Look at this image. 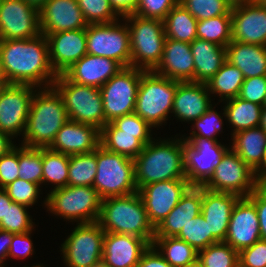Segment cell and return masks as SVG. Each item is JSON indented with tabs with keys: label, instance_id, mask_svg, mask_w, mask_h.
<instances>
[{
	"label": "cell",
	"instance_id": "9c48e42d",
	"mask_svg": "<svg viewBox=\"0 0 266 267\" xmlns=\"http://www.w3.org/2000/svg\"><path fill=\"white\" fill-rule=\"evenodd\" d=\"M96 161L93 187L102 199L138 192L133 159L109 152L100 145L96 149Z\"/></svg>",
	"mask_w": 266,
	"mask_h": 267
},
{
	"label": "cell",
	"instance_id": "7402d4cb",
	"mask_svg": "<svg viewBox=\"0 0 266 267\" xmlns=\"http://www.w3.org/2000/svg\"><path fill=\"white\" fill-rule=\"evenodd\" d=\"M149 246L144 238L105 232L101 264L105 267H137Z\"/></svg>",
	"mask_w": 266,
	"mask_h": 267
},
{
	"label": "cell",
	"instance_id": "5b68a950",
	"mask_svg": "<svg viewBox=\"0 0 266 267\" xmlns=\"http://www.w3.org/2000/svg\"><path fill=\"white\" fill-rule=\"evenodd\" d=\"M128 25L131 47V67L154 71L163 57L166 40L164 22L159 19L129 14L122 17Z\"/></svg>",
	"mask_w": 266,
	"mask_h": 267
},
{
	"label": "cell",
	"instance_id": "d6a6232c",
	"mask_svg": "<svg viewBox=\"0 0 266 267\" xmlns=\"http://www.w3.org/2000/svg\"><path fill=\"white\" fill-rule=\"evenodd\" d=\"M225 103L223 116L234 128L231 135L242 130L259 127L263 106L239 97L226 100Z\"/></svg>",
	"mask_w": 266,
	"mask_h": 267
},
{
	"label": "cell",
	"instance_id": "7dc6e473",
	"mask_svg": "<svg viewBox=\"0 0 266 267\" xmlns=\"http://www.w3.org/2000/svg\"><path fill=\"white\" fill-rule=\"evenodd\" d=\"M210 107L200 118L194 120L193 130L189 137L186 138H207L218 140L215 136L222 132L223 119L217 111ZM195 128L198 131H195Z\"/></svg>",
	"mask_w": 266,
	"mask_h": 267
},
{
	"label": "cell",
	"instance_id": "f35d334b",
	"mask_svg": "<svg viewBox=\"0 0 266 267\" xmlns=\"http://www.w3.org/2000/svg\"><path fill=\"white\" fill-rule=\"evenodd\" d=\"M197 39L226 47L232 41L231 15L197 21Z\"/></svg>",
	"mask_w": 266,
	"mask_h": 267
},
{
	"label": "cell",
	"instance_id": "ac0fdd59",
	"mask_svg": "<svg viewBox=\"0 0 266 267\" xmlns=\"http://www.w3.org/2000/svg\"><path fill=\"white\" fill-rule=\"evenodd\" d=\"M260 239L261 233L255 204L248 197H240L232 209L224 242L240 252Z\"/></svg>",
	"mask_w": 266,
	"mask_h": 267
},
{
	"label": "cell",
	"instance_id": "6125c7cd",
	"mask_svg": "<svg viewBox=\"0 0 266 267\" xmlns=\"http://www.w3.org/2000/svg\"><path fill=\"white\" fill-rule=\"evenodd\" d=\"M254 174L260 183H266V148L263 155V161L261 165L254 171Z\"/></svg>",
	"mask_w": 266,
	"mask_h": 267
},
{
	"label": "cell",
	"instance_id": "52a82bcc",
	"mask_svg": "<svg viewBox=\"0 0 266 267\" xmlns=\"http://www.w3.org/2000/svg\"><path fill=\"white\" fill-rule=\"evenodd\" d=\"M101 202L94 187L71 185L51 190L44 200L51 213L68 221H77V224L98 221Z\"/></svg>",
	"mask_w": 266,
	"mask_h": 267
},
{
	"label": "cell",
	"instance_id": "89a4df30",
	"mask_svg": "<svg viewBox=\"0 0 266 267\" xmlns=\"http://www.w3.org/2000/svg\"><path fill=\"white\" fill-rule=\"evenodd\" d=\"M256 2H257L259 5H261V6H263V7H266V0H256Z\"/></svg>",
	"mask_w": 266,
	"mask_h": 267
},
{
	"label": "cell",
	"instance_id": "f1b7e54d",
	"mask_svg": "<svg viewBox=\"0 0 266 267\" xmlns=\"http://www.w3.org/2000/svg\"><path fill=\"white\" fill-rule=\"evenodd\" d=\"M226 60L243 73L244 78L266 76V46L231 41Z\"/></svg>",
	"mask_w": 266,
	"mask_h": 267
},
{
	"label": "cell",
	"instance_id": "4fadbf2b",
	"mask_svg": "<svg viewBox=\"0 0 266 267\" xmlns=\"http://www.w3.org/2000/svg\"><path fill=\"white\" fill-rule=\"evenodd\" d=\"M260 184L254 171L229 148L210 179L202 187L214 192L248 197Z\"/></svg>",
	"mask_w": 266,
	"mask_h": 267
},
{
	"label": "cell",
	"instance_id": "2e32d148",
	"mask_svg": "<svg viewBox=\"0 0 266 267\" xmlns=\"http://www.w3.org/2000/svg\"><path fill=\"white\" fill-rule=\"evenodd\" d=\"M39 9L24 0H2L0 40L31 39L39 36Z\"/></svg>",
	"mask_w": 266,
	"mask_h": 267
},
{
	"label": "cell",
	"instance_id": "3957f363",
	"mask_svg": "<svg viewBox=\"0 0 266 267\" xmlns=\"http://www.w3.org/2000/svg\"><path fill=\"white\" fill-rule=\"evenodd\" d=\"M154 140L147 143L134 159L135 183L138 190L154 182L186 179L182 137L171 141Z\"/></svg>",
	"mask_w": 266,
	"mask_h": 267
},
{
	"label": "cell",
	"instance_id": "7a4b0ae2",
	"mask_svg": "<svg viewBox=\"0 0 266 267\" xmlns=\"http://www.w3.org/2000/svg\"><path fill=\"white\" fill-rule=\"evenodd\" d=\"M39 87L31 100L21 145L32 148H49L57 132L69 120L60 93L54 86Z\"/></svg>",
	"mask_w": 266,
	"mask_h": 267
},
{
	"label": "cell",
	"instance_id": "f546056e",
	"mask_svg": "<svg viewBox=\"0 0 266 267\" xmlns=\"http://www.w3.org/2000/svg\"><path fill=\"white\" fill-rule=\"evenodd\" d=\"M194 58V82L207 83L226 60V47L216 43L194 39L190 43Z\"/></svg>",
	"mask_w": 266,
	"mask_h": 267
},
{
	"label": "cell",
	"instance_id": "ffe728a7",
	"mask_svg": "<svg viewBox=\"0 0 266 267\" xmlns=\"http://www.w3.org/2000/svg\"><path fill=\"white\" fill-rule=\"evenodd\" d=\"M232 41L266 46V7L256 1L231 8Z\"/></svg>",
	"mask_w": 266,
	"mask_h": 267
},
{
	"label": "cell",
	"instance_id": "680465c9",
	"mask_svg": "<svg viewBox=\"0 0 266 267\" xmlns=\"http://www.w3.org/2000/svg\"><path fill=\"white\" fill-rule=\"evenodd\" d=\"M12 239L13 233L0 229V267L5 265L3 262L8 257Z\"/></svg>",
	"mask_w": 266,
	"mask_h": 267
},
{
	"label": "cell",
	"instance_id": "cb8c5ba5",
	"mask_svg": "<svg viewBox=\"0 0 266 267\" xmlns=\"http://www.w3.org/2000/svg\"><path fill=\"white\" fill-rule=\"evenodd\" d=\"M122 68L113 59L86 54L63 74L77 84L101 88Z\"/></svg>",
	"mask_w": 266,
	"mask_h": 267
},
{
	"label": "cell",
	"instance_id": "1f68e13d",
	"mask_svg": "<svg viewBox=\"0 0 266 267\" xmlns=\"http://www.w3.org/2000/svg\"><path fill=\"white\" fill-rule=\"evenodd\" d=\"M100 145L109 152L118 153L133 160L145 146L138 139V133L123 132L112 122L107 123L100 130Z\"/></svg>",
	"mask_w": 266,
	"mask_h": 267
},
{
	"label": "cell",
	"instance_id": "7c38bea8",
	"mask_svg": "<svg viewBox=\"0 0 266 267\" xmlns=\"http://www.w3.org/2000/svg\"><path fill=\"white\" fill-rule=\"evenodd\" d=\"M144 72L134 67L122 68L100 88L105 125L134 112L137 90Z\"/></svg>",
	"mask_w": 266,
	"mask_h": 267
},
{
	"label": "cell",
	"instance_id": "2644e50d",
	"mask_svg": "<svg viewBox=\"0 0 266 267\" xmlns=\"http://www.w3.org/2000/svg\"><path fill=\"white\" fill-rule=\"evenodd\" d=\"M24 267H26V266H24ZM27 267H29V266H27ZM32 267H43L42 265H36V266H32Z\"/></svg>",
	"mask_w": 266,
	"mask_h": 267
},
{
	"label": "cell",
	"instance_id": "f907efd6",
	"mask_svg": "<svg viewBox=\"0 0 266 267\" xmlns=\"http://www.w3.org/2000/svg\"><path fill=\"white\" fill-rule=\"evenodd\" d=\"M239 98L264 106L266 98V76L245 78Z\"/></svg>",
	"mask_w": 266,
	"mask_h": 267
},
{
	"label": "cell",
	"instance_id": "94428289",
	"mask_svg": "<svg viewBox=\"0 0 266 267\" xmlns=\"http://www.w3.org/2000/svg\"><path fill=\"white\" fill-rule=\"evenodd\" d=\"M13 201L8 197L6 191L3 188H0V221L2 217H5V213L7 212V206Z\"/></svg>",
	"mask_w": 266,
	"mask_h": 267
},
{
	"label": "cell",
	"instance_id": "ba28073f",
	"mask_svg": "<svg viewBox=\"0 0 266 267\" xmlns=\"http://www.w3.org/2000/svg\"><path fill=\"white\" fill-rule=\"evenodd\" d=\"M53 86L60 93L68 118L101 130L105 126V114L100 88L77 84L64 74L56 77Z\"/></svg>",
	"mask_w": 266,
	"mask_h": 267
},
{
	"label": "cell",
	"instance_id": "83f0119b",
	"mask_svg": "<svg viewBox=\"0 0 266 267\" xmlns=\"http://www.w3.org/2000/svg\"><path fill=\"white\" fill-rule=\"evenodd\" d=\"M154 72L171 80L194 82V58L190 43L166 38L162 60Z\"/></svg>",
	"mask_w": 266,
	"mask_h": 267
},
{
	"label": "cell",
	"instance_id": "681fc988",
	"mask_svg": "<svg viewBox=\"0 0 266 267\" xmlns=\"http://www.w3.org/2000/svg\"><path fill=\"white\" fill-rule=\"evenodd\" d=\"M178 4L179 0H138L134 14L163 21L171 9Z\"/></svg>",
	"mask_w": 266,
	"mask_h": 267
},
{
	"label": "cell",
	"instance_id": "11a10c76",
	"mask_svg": "<svg viewBox=\"0 0 266 267\" xmlns=\"http://www.w3.org/2000/svg\"><path fill=\"white\" fill-rule=\"evenodd\" d=\"M31 232L13 233V239L8 253L9 258H26L33 254L34 246L30 239Z\"/></svg>",
	"mask_w": 266,
	"mask_h": 267
},
{
	"label": "cell",
	"instance_id": "e0dca14e",
	"mask_svg": "<svg viewBox=\"0 0 266 267\" xmlns=\"http://www.w3.org/2000/svg\"><path fill=\"white\" fill-rule=\"evenodd\" d=\"M190 186L187 179H172L150 183L138 190L154 228L179 203L181 196Z\"/></svg>",
	"mask_w": 266,
	"mask_h": 267
},
{
	"label": "cell",
	"instance_id": "91938a15",
	"mask_svg": "<svg viewBox=\"0 0 266 267\" xmlns=\"http://www.w3.org/2000/svg\"><path fill=\"white\" fill-rule=\"evenodd\" d=\"M15 145L12 142V138L0 131V157L6 154Z\"/></svg>",
	"mask_w": 266,
	"mask_h": 267
},
{
	"label": "cell",
	"instance_id": "b9f144b4",
	"mask_svg": "<svg viewBox=\"0 0 266 267\" xmlns=\"http://www.w3.org/2000/svg\"><path fill=\"white\" fill-rule=\"evenodd\" d=\"M176 237L186 241L197 251L220 242L212 233H209L207 221H205L201 214L196 218H192L185 227H182Z\"/></svg>",
	"mask_w": 266,
	"mask_h": 267
},
{
	"label": "cell",
	"instance_id": "db71d44e",
	"mask_svg": "<svg viewBox=\"0 0 266 267\" xmlns=\"http://www.w3.org/2000/svg\"><path fill=\"white\" fill-rule=\"evenodd\" d=\"M248 198L256 207L261 239L266 240V183H261Z\"/></svg>",
	"mask_w": 266,
	"mask_h": 267
},
{
	"label": "cell",
	"instance_id": "8992f818",
	"mask_svg": "<svg viewBox=\"0 0 266 267\" xmlns=\"http://www.w3.org/2000/svg\"><path fill=\"white\" fill-rule=\"evenodd\" d=\"M177 81L145 71L137 90L134 112L152 127L167 121L173 110Z\"/></svg>",
	"mask_w": 266,
	"mask_h": 267
},
{
	"label": "cell",
	"instance_id": "e7e4bbea",
	"mask_svg": "<svg viewBox=\"0 0 266 267\" xmlns=\"http://www.w3.org/2000/svg\"><path fill=\"white\" fill-rule=\"evenodd\" d=\"M259 127H261L263 131L266 132V106L262 107Z\"/></svg>",
	"mask_w": 266,
	"mask_h": 267
},
{
	"label": "cell",
	"instance_id": "44dd1931",
	"mask_svg": "<svg viewBox=\"0 0 266 267\" xmlns=\"http://www.w3.org/2000/svg\"><path fill=\"white\" fill-rule=\"evenodd\" d=\"M39 19L45 36L88 26L77 0H47L39 8Z\"/></svg>",
	"mask_w": 266,
	"mask_h": 267
},
{
	"label": "cell",
	"instance_id": "ee69618b",
	"mask_svg": "<svg viewBox=\"0 0 266 267\" xmlns=\"http://www.w3.org/2000/svg\"><path fill=\"white\" fill-rule=\"evenodd\" d=\"M196 19L206 20L220 15H231V7L225 0H179Z\"/></svg>",
	"mask_w": 266,
	"mask_h": 267
},
{
	"label": "cell",
	"instance_id": "d6986e66",
	"mask_svg": "<svg viewBox=\"0 0 266 267\" xmlns=\"http://www.w3.org/2000/svg\"><path fill=\"white\" fill-rule=\"evenodd\" d=\"M46 38L50 63L57 75L63 74L87 54L86 28L52 33Z\"/></svg>",
	"mask_w": 266,
	"mask_h": 267
},
{
	"label": "cell",
	"instance_id": "5bb4252c",
	"mask_svg": "<svg viewBox=\"0 0 266 267\" xmlns=\"http://www.w3.org/2000/svg\"><path fill=\"white\" fill-rule=\"evenodd\" d=\"M184 168L191 186H203L229 150L218 140L183 138Z\"/></svg>",
	"mask_w": 266,
	"mask_h": 267
},
{
	"label": "cell",
	"instance_id": "7bdbcfd3",
	"mask_svg": "<svg viewBox=\"0 0 266 267\" xmlns=\"http://www.w3.org/2000/svg\"><path fill=\"white\" fill-rule=\"evenodd\" d=\"M77 3L88 24L111 23L120 17L109 0H77Z\"/></svg>",
	"mask_w": 266,
	"mask_h": 267
},
{
	"label": "cell",
	"instance_id": "4dcf8cb0",
	"mask_svg": "<svg viewBox=\"0 0 266 267\" xmlns=\"http://www.w3.org/2000/svg\"><path fill=\"white\" fill-rule=\"evenodd\" d=\"M232 149L253 171L263 161L266 132L261 127L239 131L232 135Z\"/></svg>",
	"mask_w": 266,
	"mask_h": 267
},
{
	"label": "cell",
	"instance_id": "ab89813d",
	"mask_svg": "<svg viewBox=\"0 0 266 267\" xmlns=\"http://www.w3.org/2000/svg\"><path fill=\"white\" fill-rule=\"evenodd\" d=\"M198 259L203 267H239V252L224 241L198 251Z\"/></svg>",
	"mask_w": 266,
	"mask_h": 267
},
{
	"label": "cell",
	"instance_id": "836d02e7",
	"mask_svg": "<svg viewBox=\"0 0 266 267\" xmlns=\"http://www.w3.org/2000/svg\"><path fill=\"white\" fill-rule=\"evenodd\" d=\"M163 22L166 38L186 43L197 39V19L180 3L171 9Z\"/></svg>",
	"mask_w": 266,
	"mask_h": 267
},
{
	"label": "cell",
	"instance_id": "f6af8a7d",
	"mask_svg": "<svg viewBox=\"0 0 266 267\" xmlns=\"http://www.w3.org/2000/svg\"><path fill=\"white\" fill-rule=\"evenodd\" d=\"M30 218L26 206L12 202L7 206L5 217L0 221V229L14 234L30 232L34 229V223Z\"/></svg>",
	"mask_w": 266,
	"mask_h": 267
},
{
	"label": "cell",
	"instance_id": "6da1fadb",
	"mask_svg": "<svg viewBox=\"0 0 266 267\" xmlns=\"http://www.w3.org/2000/svg\"><path fill=\"white\" fill-rule=\"evenodd\" d=\"M0 61L8 84L47 88L58 76L50 63L44 34L31 39L0 40Z\"/></svg>",
	"mask_w": 266,
	"mask_h": 267
},
{
	"label": "cell",
	"instance_id": "8d00e7d4",
	"mask_svg": "<svg viewBox=\"0 0 266 267\" xmlns=\"http://www.w3.org/2000/svg\"><path fill=\"white\" fill-rule=\"evenodd\" d=\"M69 157L70 155L42 148V184H55L54 189L67 186Z\"/></svg>",
	"mask_w": 266,
	"mask_h": 267
},
{
	"label": "cell",
	"instance_id": "60d3db41",
	"mask_svg": "<svg viewBox=\"0 0 266 267\" xmlns=\"http://www.w3.org/2000/svg\"><path fill=\"white\" fill-rule=\"evenodd\" d=\"M18 174L21 179L42 184V148L21 145L18 148Z\"/></svg>",
	"mask_w": 266,
	"mask_h": 267
},
{
	"label": "cell",
	"instance_id": "484cf974",
	"mask_svg": "<svg viewBox=\"0 0 266 267\" xmlns=\"http://www.w3.org/2000/svg\"><path fill=\"white\" fill-rule=\"evenodd\" d=\"M209 96L205 83L177 81L172 113L181 121H194L212 106Z\"/></svg>",
	"mask_w": 266,
	"mask_h": 267
},
{
	"label": "cell",
	"instance_id": "f5cc1de1",
	"mask_svg": "<svg viewBox=\"0 0 266 267\" xmlns=\"http://www.w3.org/2000/svg\"><path fill=\"white\" fill-rule=\"evenodd\" d=\"M239 267H266V240L260 239L239 252Z\"/></svg>",
	"mask_w": 266,
	"mask_h": 267
},
{
	"label": "cell",
	"instance_id": "603a6c76",
	"mask_svg": "<svg viewBox=\"0 0 266 267\" xmlns=\"http://www.w3.org/2000/svg\"><path fill=\"white\" fill-rule=\"evenodd\" d=\"M100 146V130L68 120L57 132L50 150L66 155L91 153Z\"/></svg>",
	"mask_w": 266,
	"mask_h": 267
},
{
	"label": "cell",
	"instance_id": "a7ac6f4b",
	"mask_svg": "<svg viewBox=\"0 0 266 267\" xmlns=\"http://www.w3.org/2000/svg\"><path fill=\"white\" fill-rule=\"evenodd\" d=\"M185 267H203V264L199 261V259L197 258L194 262L189 263L188 265H186Z\"/></svg>",
	"mask_w": 266,
	"mask_h": 267
},
{
	"label": "cell",
	"instance_id": "d4e9b609",
	"mask_svg": "<svg viewBox=\"0 0 266 267\" xmlns=\"http://www.w3.org/2000/svg\"><path fill=\"white\" fill-rule=\"evenodd\" d=\"M239 198L236 194L214 192L202 187L201 215L207 221L209 233L219 241L226 238L231 212Z\"/></svg>",
	"mask_w": 266,
	"mask_h": 267
},
{
	"label": "cell",
	"instance_id": "d590c367",
	"mask_svg": "<svg viewBox=\"0 0 266 267\" xmlns=\"http://www.w3.org/2000/svg\"><path fill=\"white\" fill-rule=\"evenodd\" d=\"M152 245L172 267H185L198 258V251L177 237H154Z\"/></svg>",
	"mask_w": 266,
	"mask_h": 267
},
{
	"label": "cell",
	"instance_id": "9f6ffc18",
	"mask_svg": "<svg viewBox=\"0 0 266 267\" xmlns=\"http://www.w3.org/2000/svg\"><path fill=\"white\" fill-rule=\"evenodd\" d=\"M137 267H172L157 251V248L150 245L142 254Z\"/></svg>",
	"mask_w": 266,
	"mask_h": 267
},
{
	"label": "cell",
	"instance_id": "003e7915",
	"mask_svg": "<svg viewBox=\"0 0 266 267\" xmlns=\"http://www.w3.org/2000/svg\"><path fill=\"white\" fill-rule=\"evenodd\" d=\"M8 85V82L4 76V73H3V69H2V64H1V61H0V87H4Z\"/></svg>",
	"mask_w": 266,
	"mask_h": 267
},
{
	"label": "cell",
	"instance_id": "e575fe53",
	"mask_svg": "<svg viewBox=\"0 0 266 267\" xmlns=\"http://www.w3.org/2000/svg\"><path fill=\"white\" fill-rule=\"evenodd\" d=\"M244 79L241 70L226 61L206 84L210 94L226 101L239 96Z\"/></svg>",
	"mask_w": 266,
	"mask_h": 267
},
{
	"label": "cell",
	"instance_id": "bcb514c9",
	"mask_svg": "<svg viewBox=\"0 0 266 267\" xmlns=\"http://www.w3.org/2000/svg\"><path fill=\"white\" fill-rule=\"evenodd\" d=\"M39 188V184L26 181L19 177L3 189L13 202L29 207L37 202L41 190Z\"/></svg>",
	"mask_w": 266,
	"mask_h": 267
},
{
	"label": "cell",
	"instance_id": "03108f58",
	"mask_svg": "<svg viewBox=\"0 0 266 267\" xmlns=\"http://www.w3.org/2000/svg\"><path fill=\"white\" fill-rule=\"evenodd\" d=\"M24 1L39 9L47 0H24Z\"/></svg>",
	"mask_w": 266,
	"mask_h": 267
},
{
	"label": "cell",
	"instance_id": "30bf717a",
	"mask_svg": "<svg viewBox=\"0 0 266 267\" xmlns=\"http://www.w3.org/2000/svg\"><path fill=\"white\" fill-rule=\"evenodd\" d=\"M88 24L86 28L87 54L110 58L123 68L131 67L130 35L127 22Z\"/></svg>",
	"mask_w": 266,
	"mask_h": 267
},
{
	"label": "cell",
	"instance_id": "74e56055",
	"mask_svg": "<svg viewBox=\"0 0 266 267\" xmlns=\"http://www.w3.org/2000/svg\"><path fill=\"white\" fill-rule=\"evenodd\" d=\"M96 173V149L91 153L70 155L68 185L93 187Z\"/></svg>",
	"mask_w": 266,
	"mask_h": 267
},
{
	"label": "cell",
	"instance_id": "816d5d0a",
	"mask_svg": "<svg viewBox=\"0 0 266 267\" xmlns=\"http://www.w3.org/2000/svg\"><path fill=\"white\" fill-rule=\"evenodd\" d=\"M18 170V146L15 145L0 157V188L6 187L19 178Z\"/></svg>",
	"mask_w": 266,
	"mask_h": 267
},
{
	"label": "cell",
	"instance_id": "6f0895ef",
	"mask_svg": "<svg viewBox=\"0 0 266 267\" xmlns=\"http://www.w3.org/2000/svg\"><path fill=\"white\" fill-rule=\"evenodd\" d=\"M109 1L114 10L121 17L133 14L138 4V0H109Z\"/></svg>",
	"mask_w": 266,
	"mask_h": 267
},
{
	"label": "cell",
	"instance_id": "9a60e30c",
	"mask_svg": "<svg viewBox=\"0 0 266 267\" xmlns=\"http://www.w3.org/2000/svg\"><path fill=\"white\" fill-rule=\"evenodd\" d=\"M36 86L8 84L0 90V131L12 139L24 134Z\"/></svg>",
	"mask_w": 266,
	"mask_h": 267
},
{
	"label": "cell",
	"instance_id": "c3c4849f",
	"mask_svg": "<svg viewBox=\"0 0 266 267\" xmlns=\"http://www.w3.org/2000/svg\"><path fill=\"white\" fill-rule=\"evenodd\" d=\"M112 123L123 132L138 133V139L144 145L153 140L151 137L152 126L135 112L115 118Z\"/></svg>",
	"mask_w": 266,
	"mask_h": 267
},
{
	"label": "cell",
	"instance_id": "be15d7a7",
	"mask_svg": "<svg viewBox=\"0 0 266 267\" xmlns=\"http://www.w3.org/2000/svg\"><path fill=\"white\" fill-rule=\"evenodd\" d=\"M230 7H236V6H240V5H244V4H249L252 2H255L256 0H225Z\"/></svg>",
	"mask_w": 266,
	"mask_h": 267
},
{
	"label": "cell",
	"instance_id": "8fae6325",
	"mask_svg": "<svg viewBox=\"0 0 266 267\" xmlns=\"http://www.w3.org/2000/svg\"><path fill=\"white\" fill-rule=\"evenodd\" d=\"M105 231L99 223H80L61 244L62 257L68 267L101 265Z\"/></svg>",
	"mask_w": 266,
	"mask_h": 267
},
{
	"label": "cell",
	"instance_id": "277c9868",
	"mask_svg": "<svg viewBox=\"0 0 266 267\" xmlns=\"http://www.w3.org/2000/svg\"><path fill=\"white\" fill-rule=\"evenodd\" d=\"M97 222L105 232L134 235L153 243L155 228L138 192L102 199Z\"/></svg>",
	"mask_w": 266,
	"mask_h": 267
},
{
	"label": "cell",
	"instance_id": "4316f807",
	"mask_svg": "<svg viewBox=\"0 0 266 267\" xmlns=\"http://www.w3.org/2000/svg\"><path fill=\"white\" fill-rule=\"evenodd\" d=\"M202 186H190L179 203L155 227L154 237H176L182 227L201 214Z\"/></svg>",
	"mask_w": 266,
	"mask_h": 267
}]
</instances>
